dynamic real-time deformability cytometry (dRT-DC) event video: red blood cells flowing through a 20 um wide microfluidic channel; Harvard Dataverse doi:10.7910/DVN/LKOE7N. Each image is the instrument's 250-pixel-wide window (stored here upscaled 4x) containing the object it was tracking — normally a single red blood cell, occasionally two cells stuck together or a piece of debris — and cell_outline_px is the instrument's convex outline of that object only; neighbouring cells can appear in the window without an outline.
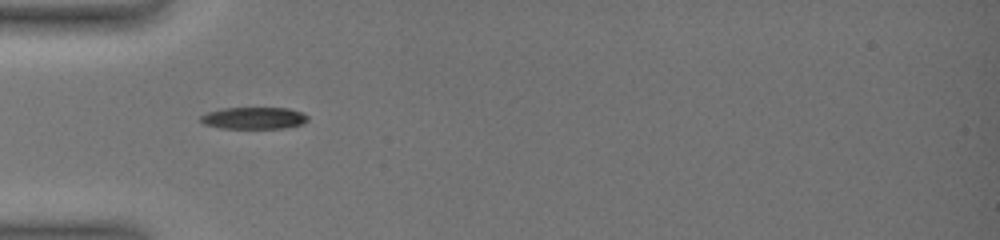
{"species": "common noctule bat (a hibernating species)", "species_latin": "Nyctalus noctula", "temperature_condition": "warm", "stored_images_in_passage": 2, "camera_frame_rate_fps": 3000, "um_per_image_px": 0.085, "animal": {"sex": "female", "body_mass_g": 19.0, "forearm_length_mm": 51.5}, "frame": {"image": 1, "passage_image": 1, "time_ms": 0.0, "image_size_px": [1000, 240], "cell_outline_px": [[308, 120], [304, 124], [284, 128], [220, 128], [204, 124], [200, 120], [200, 116], [208, 112], [220, 108], [288, 108], [300, 112], [308, 116]], "centroid_in_image_um": [21.58, 10.04], "position_along_channel_um": 63.4, "area_um2": 13.7}}